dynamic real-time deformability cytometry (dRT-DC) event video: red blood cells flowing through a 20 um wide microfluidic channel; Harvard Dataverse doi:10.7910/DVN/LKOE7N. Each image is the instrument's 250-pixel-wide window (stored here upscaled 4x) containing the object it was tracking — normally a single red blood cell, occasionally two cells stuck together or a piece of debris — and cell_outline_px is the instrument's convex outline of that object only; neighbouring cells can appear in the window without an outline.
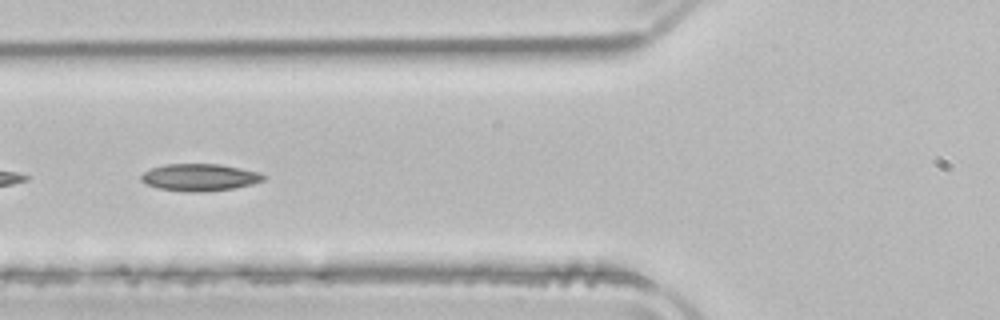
{"species": "common noctule bat (a hibernating species)", "species_latin": "Nyctalus noctula", "temperature_condition": "room temperature", "stored_images_in_passage": 26, "camera_frame_rate_fps": 3000, "um_per_image_px": 0.085, "animal": {"sex": "male", "body_mass_g": 21.5, "forearm_length_mm": 52.0}, "frame": {"image": 1, "passage_image": 13, "time_ms": 4.0, "image_size_px": [1000, 320], "cell_outline_px": [[268, 176], [264, 180], [252, 184], [232, 188], [200, 192], [192, 192], [160, 188], [148, 184], [140, 180], [140, 176], [144, 172], [152, 168], [164, 164], [220, 164], [260, 172]], "centroid_in_image_um": [17.0, 15.06], "position_along_channel_um": 108.8, "area_um2": 19.19}}
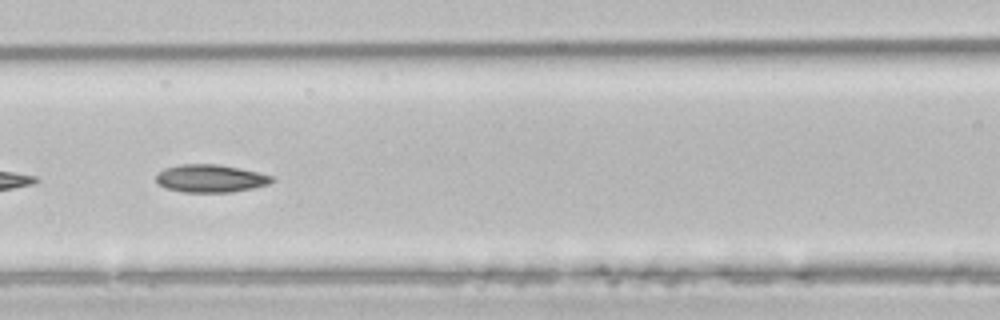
{"frame": {"image": 2, "passage_image": 16, "time_ms": 5.0, "image_size_px": [1000, 320], "cell_outline_px": [[276, 180], [268, 184], [252, 188], [232, 192], [184, 192], [168, 188], [160, 184], [156, 180], [156, 172], [164, 168], [180, 164], [216, 164], [256, 172], [272, 176]], "centroid_in_image_um": [17.87, 15.16], "position_along_channel_um": 148.7, "area_um2": 18.55}}
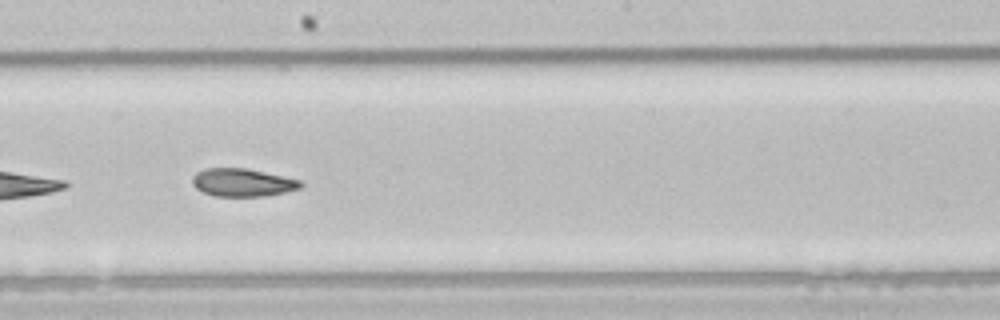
{"frame": {"image": 3, "passage_image": 22, "time_ms": 7.0, "image_size_px": [1000, 320], "cell_outline_px": [[304, 184], [300, 188], [284, 192], [264, 196], [216, 196], [204, 192], [196, 188], [192, 184], [192, 176], [196, 172], [204, 168], [248, 168], [300, 180]], "centroid_in_image_um": [20.59, 15.5], "position_along_channel_um": 227.6, "area_um2": 17.63}}